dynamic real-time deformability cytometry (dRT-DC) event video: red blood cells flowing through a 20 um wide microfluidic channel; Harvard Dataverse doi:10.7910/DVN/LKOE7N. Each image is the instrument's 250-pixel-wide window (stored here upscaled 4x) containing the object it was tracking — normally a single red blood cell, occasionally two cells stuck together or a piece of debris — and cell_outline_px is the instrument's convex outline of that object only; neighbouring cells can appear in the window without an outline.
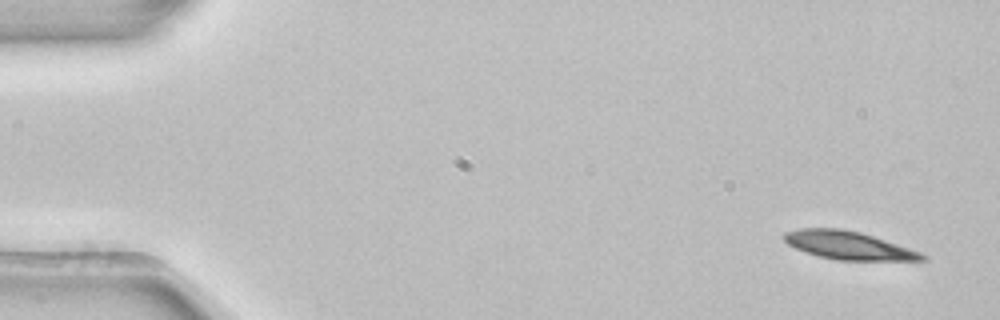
{"species": "common noctule bat (a hibernating species)", "species_latin": "Nyctalus noctula", "temperature_condition": "room temperature", "stored_images_in_passage": 3, "camera_frame_rate_fps": 3000, "um_per_image_px": 0.085, "animal": {"sex": "female", "body_mass_g": 22.7, "forearm_length_mm": 54.2}, "frame": {"image": 1, "passage_image": 1, "time_ms": 0.0, "image_size_px": [1000, 320], "cell_outline_px": [[928, 260], [836, 260], [820, 256], [796, 248], [788, 244], [784, 240], [784, 232], [800, 228], [840, 228], [860, 232], [920, 252], [928, 256]], "centroid_in_image_um": [72.11, 20.85], "position_along_channel_um": 12.9, "area_um2": 22.25}}